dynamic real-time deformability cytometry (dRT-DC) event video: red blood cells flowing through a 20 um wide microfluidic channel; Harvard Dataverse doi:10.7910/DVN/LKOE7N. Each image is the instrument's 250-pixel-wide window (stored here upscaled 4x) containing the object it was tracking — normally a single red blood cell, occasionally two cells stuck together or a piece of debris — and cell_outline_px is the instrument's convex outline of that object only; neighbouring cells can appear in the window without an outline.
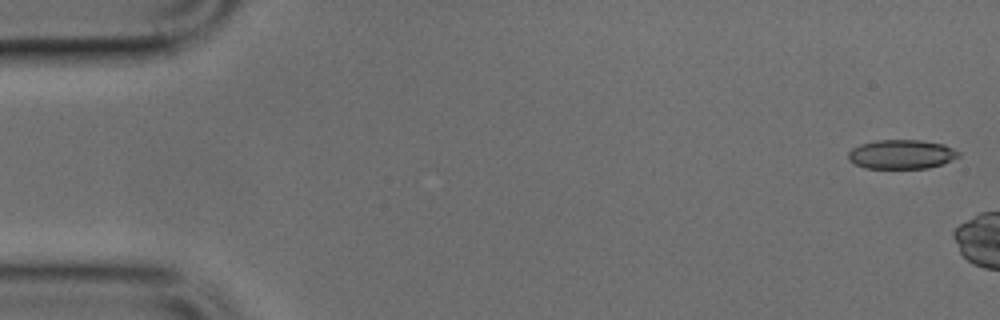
{"species": "common noctule bat (a hibernating species)", "species_latin": "Nyctalus noctula", "temperature_condition": "cold", "stored_images_in_passage": 5, "camera_frame_rate_fps": 3000, "um_per_image_px": 0.085, "animal": {"sex": "male", "body_mass_g": 17.9, "forearm_length_mm": 54.2}, "frame": {"image": 1, "passage_image": 1, "time_ms": 0.0, "image_size_px": [1000, 320], "cell_outline_px": [[960, 156], [940, 164], [928, 168], [864, 168], [848, 160], [848, 152], [852, 148], [860, 144], [876, 140], [920, 140], [944, 144], [960, 152]], "centroid_in_image_um": [76.6, 13.11], "position_along_channel_um": 8.4, "area_um2": 18.73}}